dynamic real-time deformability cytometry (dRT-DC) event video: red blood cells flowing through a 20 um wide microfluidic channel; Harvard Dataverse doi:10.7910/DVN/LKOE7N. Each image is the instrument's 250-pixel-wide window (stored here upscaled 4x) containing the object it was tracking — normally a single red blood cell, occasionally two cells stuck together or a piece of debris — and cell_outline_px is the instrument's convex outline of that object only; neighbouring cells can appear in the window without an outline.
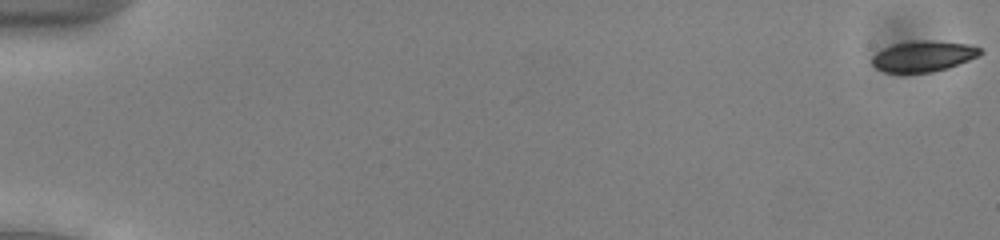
{"species": "common noctule bat (a hibernating species)", "species_latin": "Nyctalus noctula", "temperature_condition": "cold", "stored_images_in_passage": 55, "camera_frame_rate_fps": 3000, "um_per_image_px": 0.085, "animal": {"sex": "male", "body_mass_g": 13.0, "forearm_length_mm": 53.1}, "frame": {"image": 1, "passage_image": 1, "time_ms": 0.0, "image_size_px": [1000, 240], "cell_outline_px": [[984, 52], [980, 56], [948, 68], [932, 72], [884, 72], [876, 68], [872, 64], [872, 56], [876, 52], [884, 48], [896, 44], [924, 40], [932, 40], [968, 44], [980, 48]], "centroid_in_image_um": [78.52, 4.78], "position_along_channel_um": 6.5, "area_um2": 19.31}}
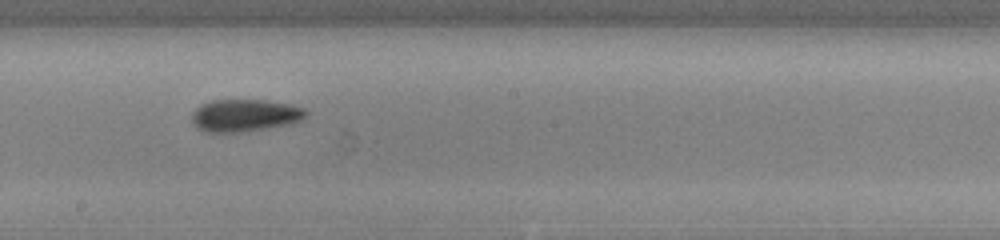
{"frame": {"image": 2, "passage_image": 32, "time_ms": 10.333, "image_size_px": [1000, 240], "cell_outline_px": [[308, 112], [300, 120], [288, 124], [248, 132], [204, 132], [196, 128], [192, 124], [192, 112], [200, 104], [212, 100], [268, 100], [288, 104], [304, 108]], "centroid_in_image_um": [20.76, 9.81], "position_along_channel_um": 227.4, "area_um2": 21.68}}
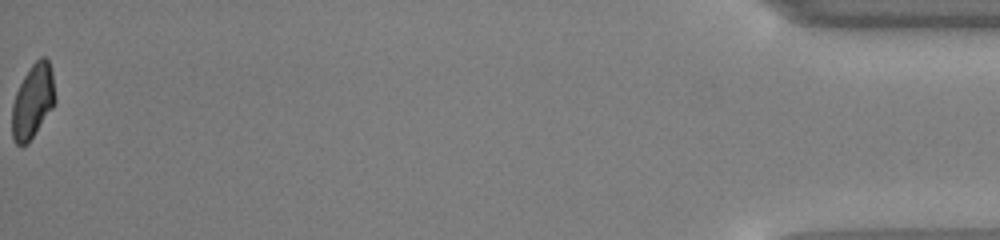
{"frame": {"image": 3, "passage_image": 55, "time_ms": 18.0, "image_size_px": [1000, 240], "cell_outline_px": [[56, 100], [52, 108], [32, 136], [24, 144], [16, 144], [12, 140], [12, 104], [16, 92], [24, 76], [32, 64], [40, 56], [44, 56], [48, 60], [52, 72], [56, 96]], "centroid_in_image_um": [2.79, 8.56], "position_along_channel_um": 432.4, "area_um2": 18.32}, "authors_computed_cell_mechanics": {"area_um2": 20.1144, "velocity_mm_per_s": 3.8951, "shape_relaxation_time_tau1_ms": 2.8001, "shape_relaxation_time_tau2_ms": 3.6433, "deformation_change_tau1": 0.1025, "deformation_change_tau2": 0.081}}